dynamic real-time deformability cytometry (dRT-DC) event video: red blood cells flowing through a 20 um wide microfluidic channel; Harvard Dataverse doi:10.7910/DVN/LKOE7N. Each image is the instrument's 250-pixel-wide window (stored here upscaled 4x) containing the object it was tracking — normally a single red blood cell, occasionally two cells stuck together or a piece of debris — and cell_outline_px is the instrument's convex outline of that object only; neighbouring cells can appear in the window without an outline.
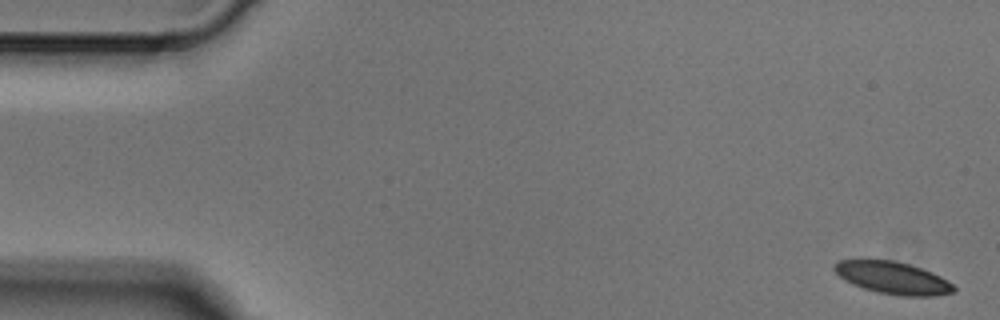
{"species": "Egyptian fruit bat (a non-hibernating species)", "species_latin": "Rousettus aegyptiacus", "temperature_condition": "cold", "stored_images_in_passage": 4, "camera_frame_rate_fps": 3000, "um_per_image_px": 0.085, "animal": {"sex": "male"}, "frame": {"image": 1, "passage_image": 1, "time_ms": 0.0, "image_size_px": [1000, 320], "cell_outline_px": [[956, 292], [932, 296], [900, 296], [880, 292], [864, 288], [844, 280], [832, 268], [840, 260], [860, 256], [892, 260], [908, 264], [932, 272], [940, 276], [952, 284], [956, 288]], "centroid_in_image_um": [75.84, 23.57], "position_along_channel_um": 9.2, "area_um2": 22.89}}
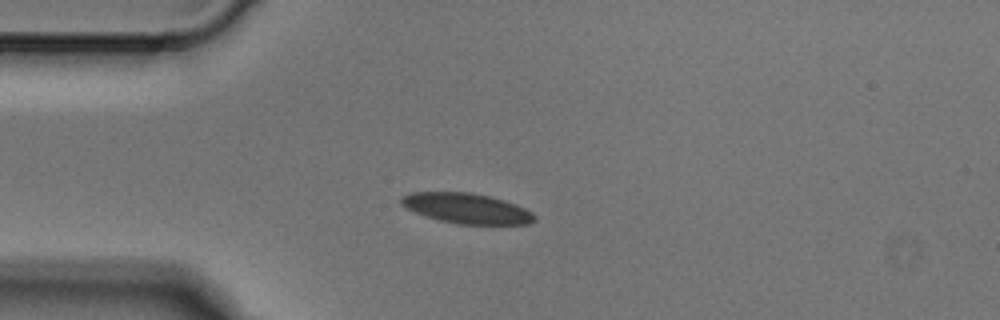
{"frame": {"image": 2, "passage_image": 4, "time_ms": 1.0, "image_size_px": [1000, 320], "cell_outline_px": [[536, 220], [528, 224], [456, 224], [440, 220], [416, 212], [400, 204], [400, 196], [412, 192], [472, 192], [504, 200], [516, 204], [532, 212], [536, 216]], "centroid_in_image_um": [39.68, 17.7], "position_along_channel_um": 45.3, "area_um2": 23.41}}